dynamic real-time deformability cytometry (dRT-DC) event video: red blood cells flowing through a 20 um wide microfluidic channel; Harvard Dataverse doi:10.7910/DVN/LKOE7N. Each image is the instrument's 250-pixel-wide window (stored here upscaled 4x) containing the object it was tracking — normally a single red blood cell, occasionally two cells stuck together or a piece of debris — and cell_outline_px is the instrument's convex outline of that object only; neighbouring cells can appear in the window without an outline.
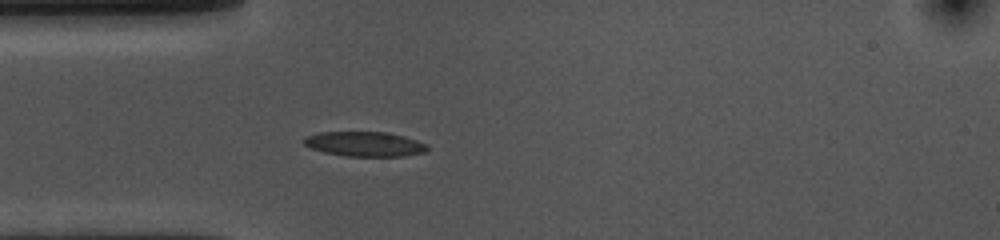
{"species": "common noctule bat (a hibernating species)", "species_latin": "Nyctalus noctula", "temperature_condition": "cold", "stored_images_in_passage": 5, "camera_frame_rate_fps": 3000, "um_per_image_px": 0.085, "animal": {"sex": "female", "body_mass_g": 10.0, "forearm_length_mm": 53.1}, "frame": {"image": 1, "passage_image": 1, "time_ms": 0.0, "image_size_px": [1000, 240], "cell_outline_px": [[428, 148], [424, 152], [404, 156], [348, 156], [324, 152], [312, 148], [304, 144], [304, 136], [320, 132], [384, 132], [404, 136], [428, 144]], "centroid_in_image_um": [31.0, 12.24], "position_along_channel_um": 54.0, "area_um2": 17.69}}